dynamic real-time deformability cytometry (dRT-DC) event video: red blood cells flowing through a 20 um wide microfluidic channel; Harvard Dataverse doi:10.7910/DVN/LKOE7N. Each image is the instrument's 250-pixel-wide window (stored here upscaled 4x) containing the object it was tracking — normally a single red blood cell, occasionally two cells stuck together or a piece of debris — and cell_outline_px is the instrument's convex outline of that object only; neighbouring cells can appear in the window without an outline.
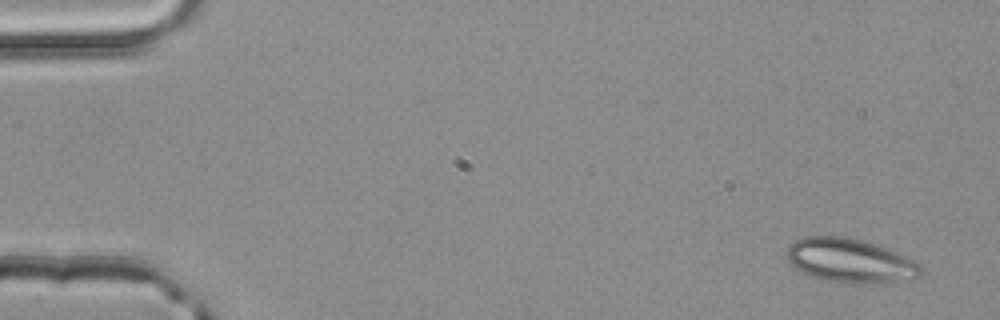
{"species": "common noctule bat (a hibernating species)", "species_latin": "Nyctalus noctula", "temperature_condition": "room temperature", "stored_images_in_passage": 5, "camera_frame_rate_fps": 3000, "um_per_image_px": 0.085, "animal": {"sex": "male", "body_mass_g": 20.4}, "frame": {"image": 1, "passage_image": 1, "time_ms": 0.0, "image_size_px": [1000, 320], "cell_outline_px": [[920, 276], [896, 280], [868, 284], [852, 284], [824, 280], [812, 276], [796, 268], [788, 260], [784, 252], [796, 240], [804, 236], [844, 236], [860, 240], [884, 248], [904, 256], [920, 264]], "centroid_in_image_um": [72.18, 22.15], "position_along_channel_um": 12.8, "area_um2": 33.76}}